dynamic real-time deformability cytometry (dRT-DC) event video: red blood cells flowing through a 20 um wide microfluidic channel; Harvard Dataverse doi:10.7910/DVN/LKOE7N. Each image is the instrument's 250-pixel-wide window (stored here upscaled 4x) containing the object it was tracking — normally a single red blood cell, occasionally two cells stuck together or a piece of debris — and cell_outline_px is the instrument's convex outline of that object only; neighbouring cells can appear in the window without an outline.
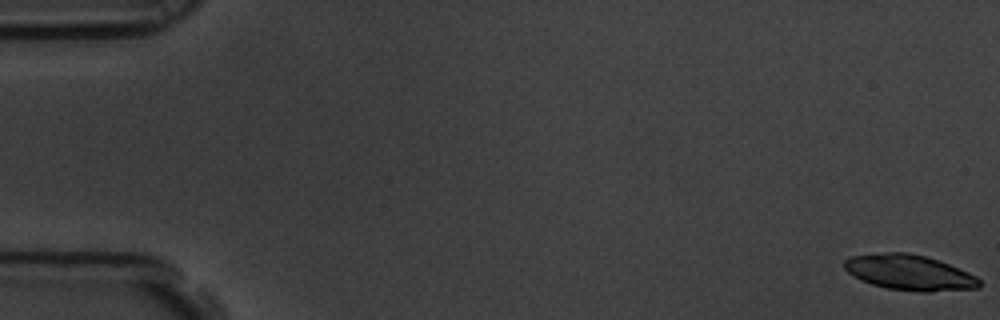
{"species": "common noctule bat (a hibernating species)", "species_latin": "Nyctalus noctula", "temperature_condition": "room temperature", "stored_images_in_passage": 5, "camera_frame_rate_fps": 3000, "um_per_image_px": 0.085, "animal": {"sex": "male", "body_mass_g": 19.5, "forearm_length_mm": 54.6}, "frame": {"image": 1, "passage_image": 1, "time_ms": 0.0, "image_size_px": [1000, 320], "cell_outline_px": [[980, 288], [932, 292], [920, 292], [888, 288], [872, 284], [860, 280], [848, 272], [844, 268], [844, 260], [848, 256], [884, 252], [908, 252], [924, 256], [948, 264], [968, 272], [976, 276], [980, 280]], "centroid_in_image_um": [77.29, 23.16], "position_along_channel_um": 7.7, "area_um2": 27.92}}